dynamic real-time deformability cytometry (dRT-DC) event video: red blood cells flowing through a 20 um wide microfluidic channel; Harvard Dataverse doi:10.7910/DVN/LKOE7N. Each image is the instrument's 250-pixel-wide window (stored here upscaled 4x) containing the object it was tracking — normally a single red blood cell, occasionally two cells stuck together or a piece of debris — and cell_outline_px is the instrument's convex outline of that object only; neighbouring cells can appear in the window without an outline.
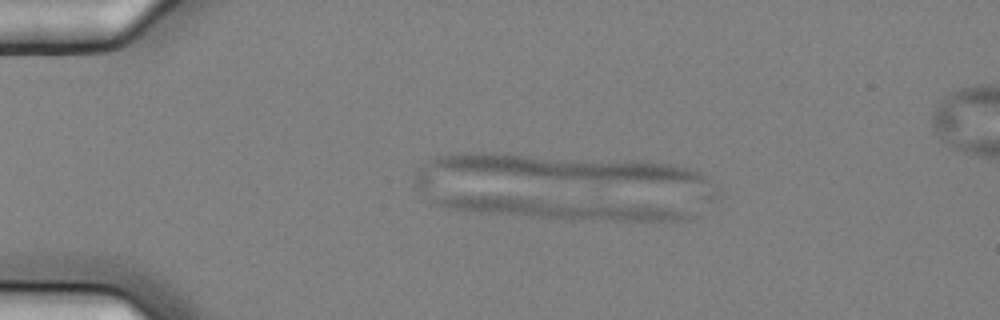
{"species": "common noctule bat (a hibernating species)", "species_latin": "Nyctalus noctula", "temperature_condition": "cold", "stored_images_in_passage": 7, "camera_frame_rate_fps": 3000, "um_per_image_px": 0.085, "animal": {"sex": "female", "body_mass_g": 25.1}, "frame": {"image": 1, "passage_image": 4, "time_ms": 1.0, "image_size_px": [1000, 320], "cell_outline_px": [[696, 216], [688, 220], [592, 220], [528, 216], [480, 212], [448, 208], [432, 200], [432, 196], [516, 196], [648, 204], [672, 208], [688, 212]], "centroid_in_image_um": [47.8, 17.7], "position_along_channel_um": 37.2, "area_um2": 30.29}}